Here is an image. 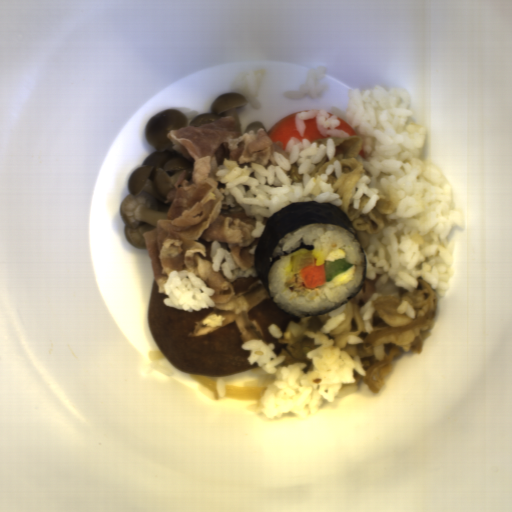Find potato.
<instances>
[{
    "mask_svg": "<svg viewBox=\"0 0 512 512\" xmlns=\"http://www.w3.org/2000/svg\"><path fill=\"white\" fill-rule=\"evenodd\" d=\"M314 250L301 247L291 253L290 272H299L309 265L317 262V256L313 254Z\"/></svg>",
    "mask_w": 512,
    "mask_h": 512,
    "instance_id": "72c452e6",
    "label": "potato"
}]
</instances>
